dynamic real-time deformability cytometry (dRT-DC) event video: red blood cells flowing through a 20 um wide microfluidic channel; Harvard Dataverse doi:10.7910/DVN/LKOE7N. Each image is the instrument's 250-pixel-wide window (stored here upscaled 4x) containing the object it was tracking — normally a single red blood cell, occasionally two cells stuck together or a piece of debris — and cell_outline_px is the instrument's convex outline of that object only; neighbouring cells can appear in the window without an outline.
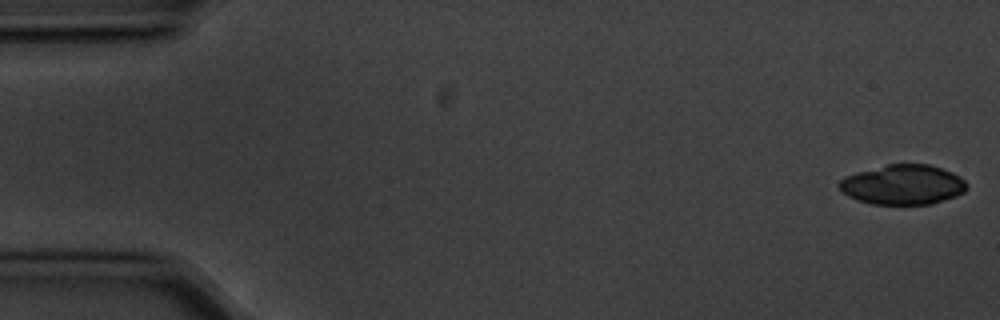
{"species": "common noctule bat (a hibernating species)", "species_latin": "Nyctalus noctula", "temperature_condition": "cold", "stored_images_in_passage": 5, "camera_frame_rate_fps": 3000, "um_per_image_px": 0.085, "animal": {"sex": "male", "body_mass_g": 20.1, "forearm_length_mm": 53.5}, "frame": {"image": 1, "passage_image": 1, "time_ms": 0.0, "image_size_px": [1000, 320], "cell_outline_px": [[968, 188], [964, 192], [956, 196], [932, 204], [872, 204], [856, 200], [848, 196], [836, 184], [844, 176], [856, 172], [888, 164], [928, 164], [952, 172], [960, 176], [968, 184]], "centroid_in_image_um": [76.75, 15.7], "position_along_channel_um": 8.3, "area_um2": 29.77}}